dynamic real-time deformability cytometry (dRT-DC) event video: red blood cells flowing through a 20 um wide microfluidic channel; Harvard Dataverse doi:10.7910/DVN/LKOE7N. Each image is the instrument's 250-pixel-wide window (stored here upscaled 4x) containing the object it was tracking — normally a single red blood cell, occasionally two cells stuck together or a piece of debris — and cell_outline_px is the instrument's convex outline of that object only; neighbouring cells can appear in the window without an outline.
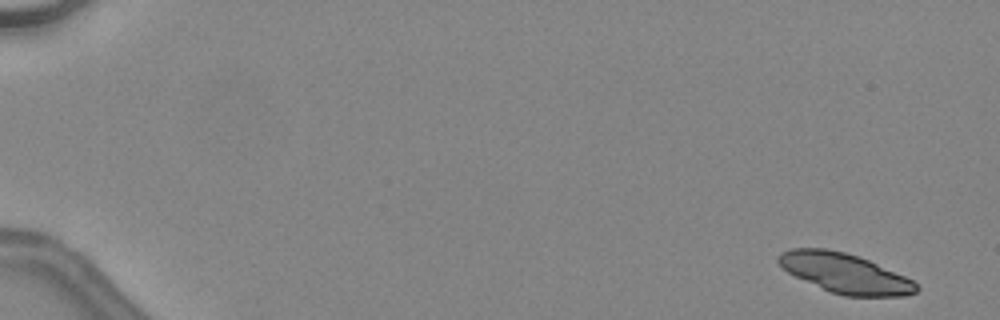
{"species": "common noctule bat (a hibernating species)", "species_latin": "Nyctalus noctula", "temperature_condition": "warm", "stored_images_in_passage": 19, "camera_frame_rate_fps": 3000, "um_per_image_px": 0.085, "animal": {"sex": "female", "body_mass_g": 24.6, "forearm_length_mm": 56.2}, "frame": {"image": 1, "passage_image": 3, "time_ms": 0.667, "image_size_px": [1000, 320], "cell_outline_px": [[920, 288], [916, 292], [904, 296], [844, 296], [832, 292], [796, 276], [788, 272], [776, 260], [776, 256], [780, 252], [792, 248], [824, 248], [844, 252], [860, 256], [904, 276], [912, 280]], "centroid_in_image_um": [71.81, 23.21], "position_along_channel_um": 13.2, "area_um2": 31.56}}